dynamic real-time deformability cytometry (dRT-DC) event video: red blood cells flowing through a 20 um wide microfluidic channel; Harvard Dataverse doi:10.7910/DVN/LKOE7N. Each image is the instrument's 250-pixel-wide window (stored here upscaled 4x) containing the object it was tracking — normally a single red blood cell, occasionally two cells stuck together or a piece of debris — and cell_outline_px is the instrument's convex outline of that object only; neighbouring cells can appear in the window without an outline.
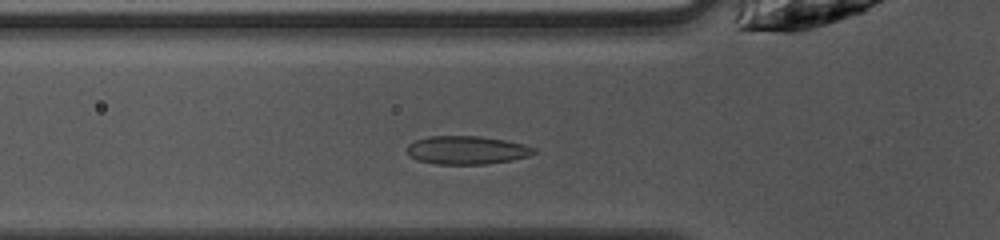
{"species": "common noctule bat (a hibernating species)", "species_latin": "Nyctalus noctula", "temperature_condition": "warm", "stored_images_in_passage": 28, "camera_frame_rate_fps": 3000, "um_per_image_px": 0.085, "animal": {"sex": "female", "body_mass_g": 10.0, "forearm_length_mm": 53.1}, "frame": {"image": 1, "passage_image": 3, "time_ms": 0.667, "image_size_px": [1000, 240], "cell_outline_px": [[532, 152], [524, 156], [508, 160], [480, 164], [440, 164], [420, 160], [412, 156], [408, 152], [408, 148], [416, 140], [432, 136], [472, 136], [500, 140], [520, 144], [528, 148]], "centroid_in_image_um": [39.56, 12.76], "position_along_channel_um": 86.2, "area_um2": 19.54}}
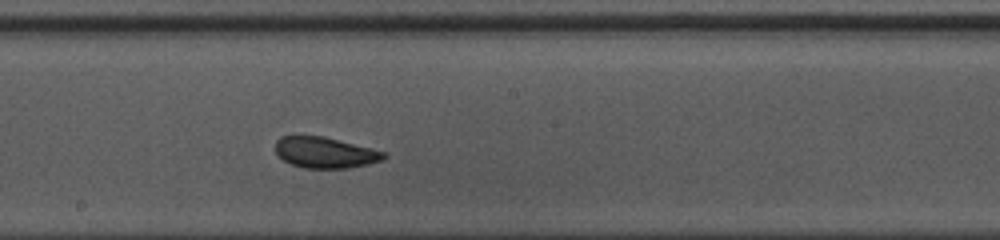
{"frame": {"image": 2, "passage_image": 13, "time_ms": 4.0, "image_size_px": [1000, 240], "cell_outline_px": [[384, 156], [380, 160], [364, 164], [344, 168], [308, 168], [292, 164], [284, 160], [276, 152], [276, 144], [284, 136], [320, 136], [384, 152]], "centroid_in_image_um": [27.57, 12.97], "position_along_channel_um": 220.6, "area_um2": 18.5}}
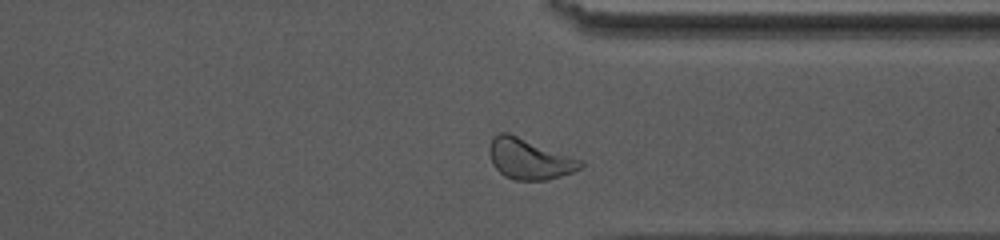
{"frame": {"image": 3, "passage_image": 24, "time_ms": 7.667, "image_size_px": [1000, 240], "cell_outline_px": [[580, 168], [572, 172], [544, 180], [516, 180], [500, 172], [496, 168], [492, 160], [492, 140], [496, 136], [504, 132], [516, 136], [580, 164]], "centroid_in_image_um": [44.88, 13.57], "position_along_channel_um": 366.5, "area_um2": 19.13}, "authors_computed_cell_mechanics": {"area_um2": 18.5249, "velocity_mm_per_s": 4.0089, "shape_relaxation_time_tau1_ms": 4.4456, "shape_relaxation_time_tau2_ms": 3.0743, "deformation_change_tau1": 0.1432, "deformation_change_tau2": 0.0784}}